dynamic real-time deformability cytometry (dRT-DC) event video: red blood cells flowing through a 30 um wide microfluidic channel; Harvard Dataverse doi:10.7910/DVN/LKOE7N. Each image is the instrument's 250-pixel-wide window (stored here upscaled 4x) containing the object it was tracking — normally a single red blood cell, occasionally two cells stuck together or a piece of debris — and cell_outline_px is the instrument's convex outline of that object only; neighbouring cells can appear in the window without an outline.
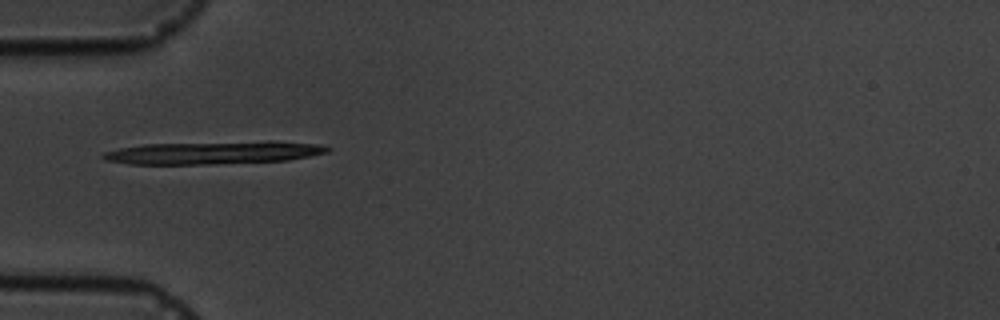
{"species": "common noctule bat (a hibernating species)", "species_latin": "Nyctalus noctula", "temperature_condition": "cold", "stored_images_in_passage": 6, "camera_frame_rate_fps": 3000, "um_per_image_px": 0.085, "animal": {"sex": "male", "body_mass_g": 19.5, "forearm_length_mm": 54.6}, "frame": {"image": 1, "passage_image": 6, "time_ms": 6.667, "image_size_px": [1000, 320], "cell_outline_px": [[332, 148], [328, 152], [288, 160], [212, 164], [128, 164], [104, 160], [100, 156], [104, 152], [120, 148], [144, 144], [268, 140], [272, 140], [320, 144]], "centroid_in_image_um": [18.16, 12.96], "position_along_channel_um": 66.8, "area_um2": 30.29}}